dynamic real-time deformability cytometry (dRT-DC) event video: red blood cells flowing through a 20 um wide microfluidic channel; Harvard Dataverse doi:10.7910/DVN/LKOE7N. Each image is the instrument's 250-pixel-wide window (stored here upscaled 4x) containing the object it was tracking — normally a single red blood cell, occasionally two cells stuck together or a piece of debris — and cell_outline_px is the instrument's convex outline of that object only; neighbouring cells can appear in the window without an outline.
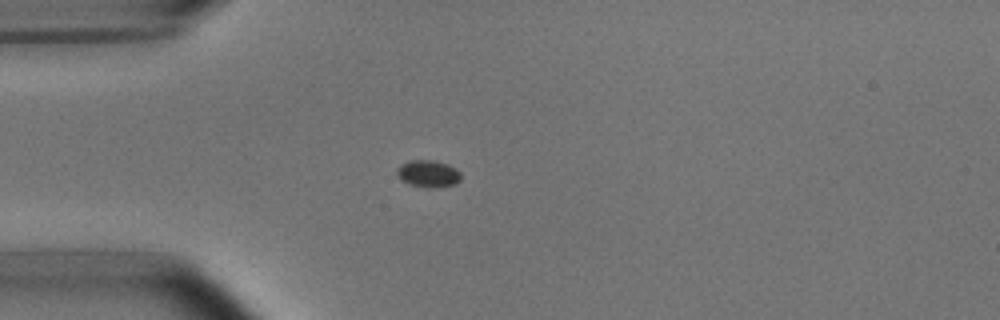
{"species": "common noctule bat (a hibernating species)", "species_latin": "Nyctalus noctula", "temperature_condition": "room temperature", "stored_images_in_passage": 53, "camera_frame_rate_fps": 3000, "um_per_image_px": 0.085, "animal": {"sex": "male", "body_mass_g": 15.6}, "frame": {"image": 1, "passage_image": 14, "time_ms": 4.333, "image_size_px": [1000, 320], "cell_outline_px": [[460, 180], [456, 184], [432, 188], [428, 188], [408, 184], [400, 180], [396, 172], [396, 168], [400, 164], [408, 160], [432, 160], [448, 164], [456, 168], [460, 172]], "centroid_in_image_um": [36.37, 14.76], "position_along_channel_um": 48.6, "area_um2": 10.29}}
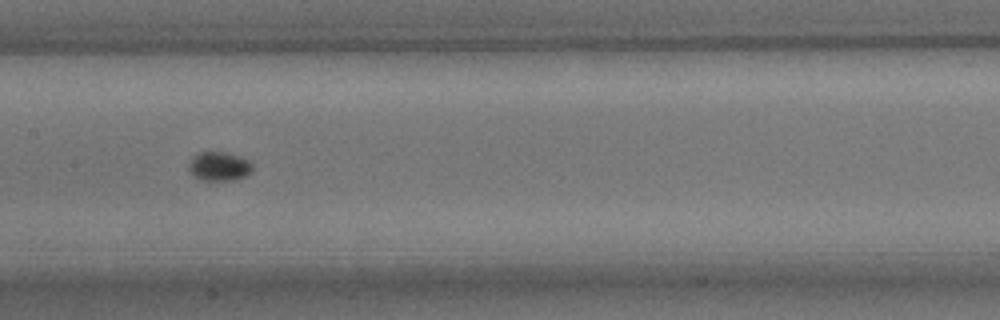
{"frame": {"image": 2, "passage_image": 26, "time_ms": 8.333, "image_size_px": [1000, 320], "cell_outline_px": [[252, 172], [236, 180], [200, 180], [188, 168], [188, 164], [200, 152], [224, 152], [240, 156], [248, 160], [252, 164]], "centroid_in_image_um": [18.67, 14.14], "position_along_channel_um": 188.7, "area_um2": 10.58}}
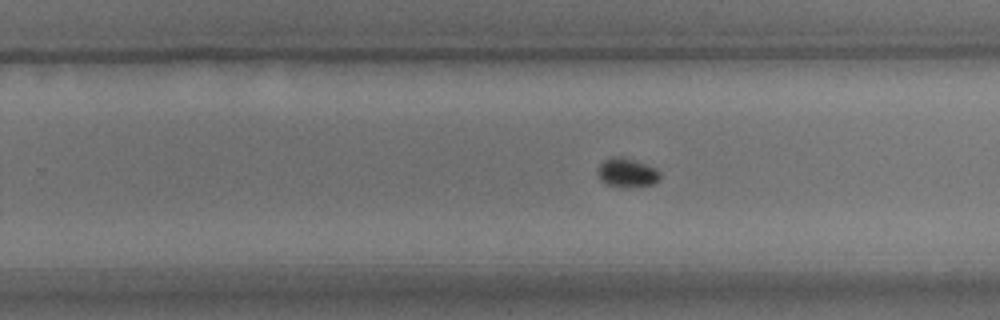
{"frame": {"image": 3, "passage_image": 33, "time_ms": 10.667, "image_size_px": [1000, 320], "cell_outline_px": [[660, 180], [656, 184], [608, 184], [600, 180], [596, 172], [600, 164], [604, 160], [612, 156], [624, 156], [656, 168], [660, 172]], "centroid_in_image_um": [53.29, 14.6], "position_along_channel_um": 276.5, "area_um2": 10.12}}